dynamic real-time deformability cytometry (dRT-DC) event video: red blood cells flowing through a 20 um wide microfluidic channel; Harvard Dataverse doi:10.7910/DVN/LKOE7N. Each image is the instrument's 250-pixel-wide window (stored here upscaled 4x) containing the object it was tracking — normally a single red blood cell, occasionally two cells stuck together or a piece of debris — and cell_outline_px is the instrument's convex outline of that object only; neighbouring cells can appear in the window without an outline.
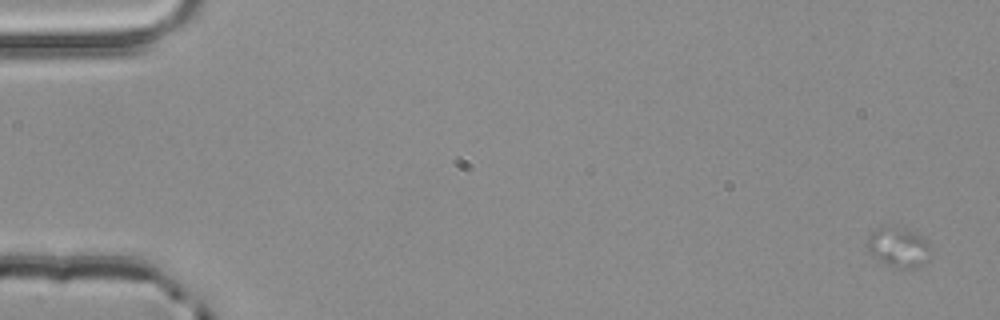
{"species": "common noctule bat (a hibernating species)", "species_latin": "Nyctalus noctula", "temperature_condition": "room temperature", "stored_images_in_passage": 4, "camera_frame_rate_fps": 3000, "um_per_image_px": 0.085, "animal": {"sex": "male", "body_mass_g": 20.4}, "frame": {"image": 1, "passage_image": 1, "time_ms": 0.0, "image_size_px": [1000, 320], "cell_outline_px": [[932, 252], [928, 260], [912, 268], [900, 268], [888, 264], [872, 256], [864, 244], [868, 236], [880, 224], [892, 224], [904, 228], [920, 236], [928, 244]], "centroid_in_image_um": [76.3, 20.95], "position_along_channel_um": 8.7, "area_um2": 14.97}}